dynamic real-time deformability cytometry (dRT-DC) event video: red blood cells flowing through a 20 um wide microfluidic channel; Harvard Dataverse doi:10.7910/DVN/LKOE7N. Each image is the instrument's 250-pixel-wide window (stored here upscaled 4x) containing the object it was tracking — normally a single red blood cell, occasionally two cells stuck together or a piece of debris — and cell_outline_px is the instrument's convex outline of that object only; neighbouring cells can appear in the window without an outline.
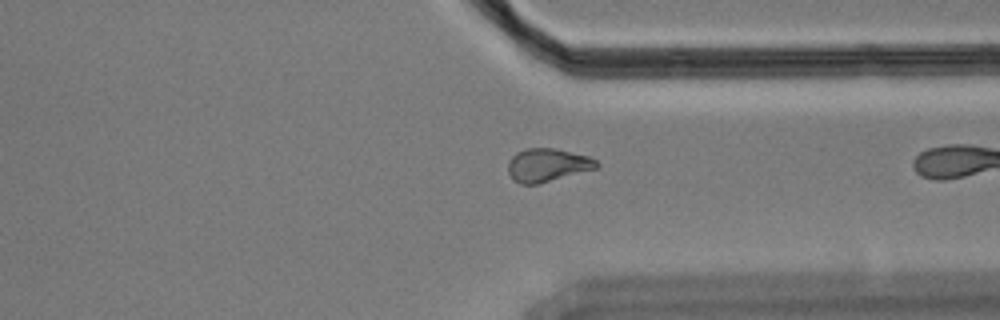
{"species": "Egyptian fruit bat (a non-hibernating species)", "species_latin": "Rousettus aegyptiacus", "temperature_condition": "cold", "stored_images_in_passage": 13, "segment_of_instrument_passage": [2, 2], "camera_frame_rate_fps": 3000, "um_per_image_px": 0.085, "animal": {"sex": "male"}, "frame": {"image": 1, "passage_image": 13, "time_ms": 4.0, "image_size_px": [1000, 320], "cell_outline_px": [[600, 164], [596, 168], [536, 184], [520, 184], [512, 180], [508, 172], [508, 160], [516, 152], [524, 148], [556, 148], [588, 156], [596, 160]], "centroid_in_image_um": [46.48, 14.01], "position_along_channel_um": 364.9, "area_um2": 17.11}}